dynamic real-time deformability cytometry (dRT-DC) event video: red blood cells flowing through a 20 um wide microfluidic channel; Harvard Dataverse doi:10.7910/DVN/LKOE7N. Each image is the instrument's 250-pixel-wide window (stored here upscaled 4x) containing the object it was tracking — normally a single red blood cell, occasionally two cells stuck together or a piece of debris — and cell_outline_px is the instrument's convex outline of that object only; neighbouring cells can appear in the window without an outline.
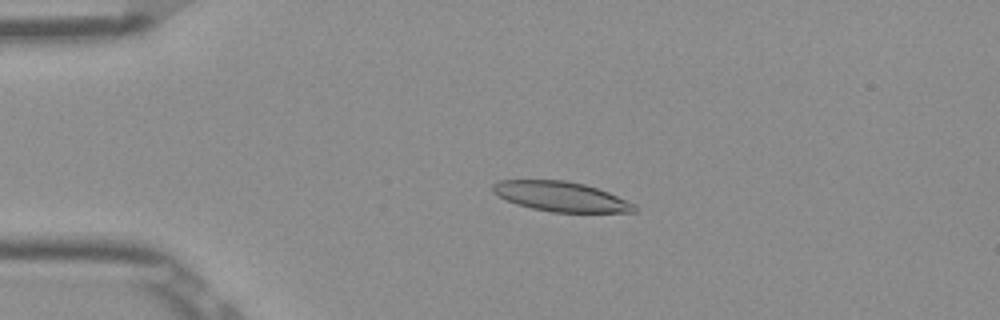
{"species": "Egyptian fruit bat (a non-hibernating species)", "species_latin": "Rousettus aegyptiacus", "temperature_condition": "room temperature", "stored_images_in_passage": 52, "camera_frame_rate_fps": 3000, "um_per_image_px": 0.085, "frame": {"image": 1, "passage_image": 12, "time_ms": 3.667, "image_size_px": [1000, 320], "cell_outline_px": [[636, 212], [552, 212], [532, 208], [516, 204], [492, 192], [492, 184], [500, 180], [564, 180], [584, 184], [608, 192], [636, 204]], "centroid_in_image_um": [47.68, 16.7], "position_along_channel_um": 37.3, "area_um2": 24.45}}
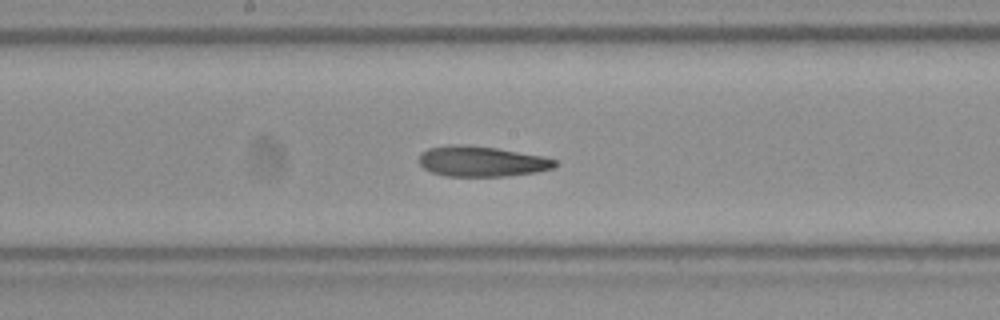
{"frame": {"image": 2, "passage_image": 28, "time_ms": 9.0, "image_size_px": [1000, 320], "cell_outline_px": [[560, 164], [552, 168], [536, 172], [504, 176], [444, 176], [432, 172], [424, 168], [420, 164], [420, 152], [428, 148], [448, 144], [464, 144], [496, 148], [544, 156], [556, 160]], "centroid_in_image_um": [40.93, 13.71], "position_along_channel_um": 207.3, "area_um2": 24.22}}
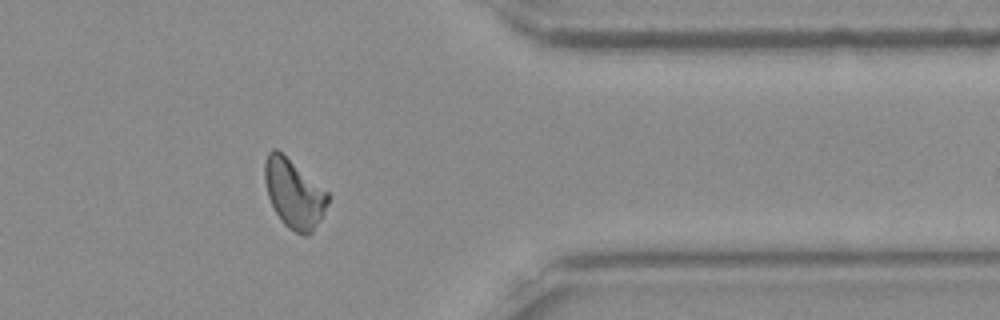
{"frame": {"image": 3, "passage_image": 43, "time_ms": 14.0, "image_size_px": [1000, 320], "cell_outline_px": [[328, 204], [320, 220], [312, 232], [308, 236], [304, 236], [288, 228], [280, 220], [268, 196], [264, 180], [264, 164], [268, 152], [272, 148], [276, 148], [328, 192]], "centroid_in_image_um": [24.97, 16.47], "position_along_channel_um": 386.4, "area_um2": 25.09}, "authors_computed_cell_mechanics": {"area_um2": 24.6806, "velocity_mm_per_s": 3.8773, "shape_relaxation_time_tau1_ms": null, "shape_relaxation_time_tau2_ms": 5.3324, "deformation_change_tau1": null, "deformation_change_tau2": 0.138}}